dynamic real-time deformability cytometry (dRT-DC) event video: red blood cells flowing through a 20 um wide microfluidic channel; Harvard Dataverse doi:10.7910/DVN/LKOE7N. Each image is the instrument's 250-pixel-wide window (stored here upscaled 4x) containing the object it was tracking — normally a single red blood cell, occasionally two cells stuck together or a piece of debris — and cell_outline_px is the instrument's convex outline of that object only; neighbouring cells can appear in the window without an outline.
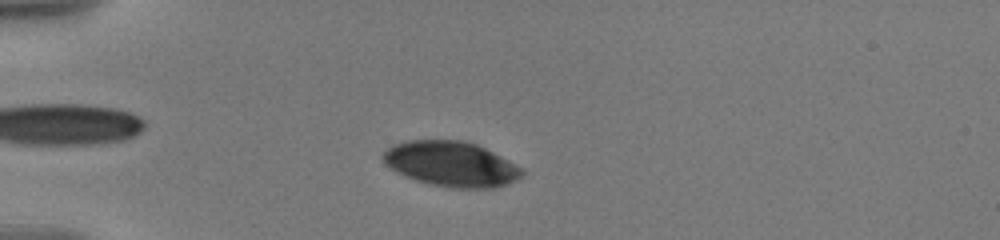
{"species": "human", "species_latin": "Homo sapiens", "temperature_condition": "warm", "stored_images_in_passage": 12, "camera_frame_rate_fps": 3000, "um_per_image_px": 0.085, "donor": {"sex": "male"}, "frame": {"image": 1, "passage_image": 7, "time_ms": 3.0, "image_size_px": [1000, 240], "cell_outline_px": [[524, 172], [516, 180], [508, 184], [492, 188], [452, 188], [428, 184], [404, 176], [396, 172], [380, 156], [392, 144], [408, 140], [460, 140], [476, 144], [492, 152], [520, 168]], "centroid_in_image_um": [38.3, 13.94], "position_along_channel_um": 46.7, "area_um2": 36.18}}